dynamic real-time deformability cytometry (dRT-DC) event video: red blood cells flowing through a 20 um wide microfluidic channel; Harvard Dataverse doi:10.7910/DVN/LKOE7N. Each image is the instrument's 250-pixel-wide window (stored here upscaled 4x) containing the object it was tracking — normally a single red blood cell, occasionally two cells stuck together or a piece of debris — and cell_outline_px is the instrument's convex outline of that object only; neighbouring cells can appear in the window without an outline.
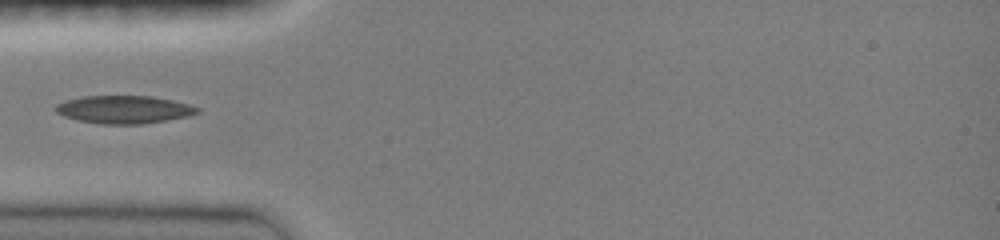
{"species": "common noctule bat (a hibernating species)", "species_latin": "Nyctalus noctula", "temperature_condition": "room temperature", "stored_images_in_passage": 47, "camera_frame_rate_fps": 3000, "um_per_image_px": 0.085, "animal": {"sex": "female", "body_mass_g": 19.0, "forearm_length_mm": 51.5}, "frame": {"image": 1, "passage_image": 1, "time_ms": 0.0, "image_size_px": [1000, 240], "cell_outline_px": [[200, 112], [188, 116], [140, 124], [100, 124], [80, 120], [64, 116], [56, 112], [52, 108], [56, 104], [64, 100], [84, 96], [152, 96], [172, 100], [188, 104], [200, 108]], "centroid_in_image_um": [10.51, 9.3], "position_along_channel_um": 74.5, "area_um2": 22.95}}
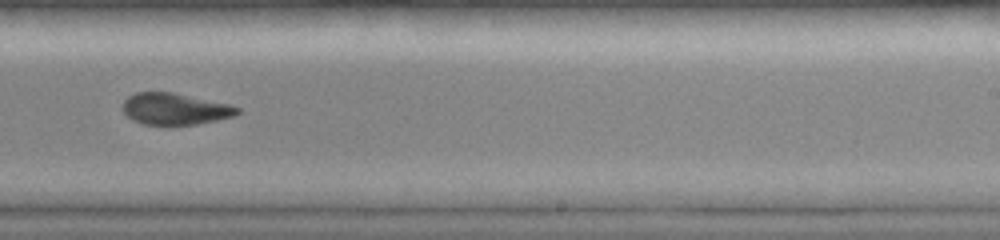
{"frame": {"image": 2, "passage_image": 22, "time_ms": 5.0, "image_size_px": [1000, 240], "cell_outline_px": [[240, 112], [236, 116], [196, 124], [144, 124], [132, 120], [124, 112], [124, 100], [128, 96], [136, 92], [172, 92], [232, 104], [240, 108]], "centroid_in_image_um": [14.92, 9.24], "position_along_channel_um": 274.1, "area_um2": 21.04}}
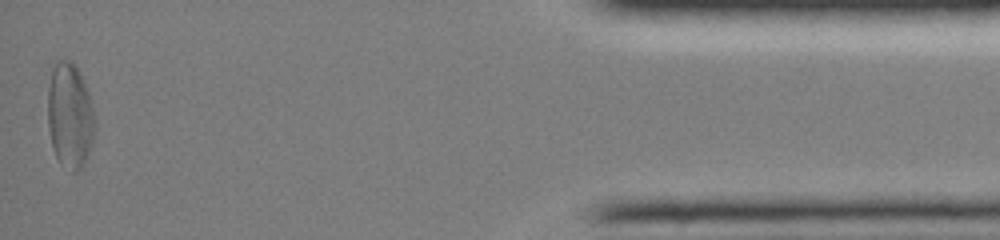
{"frame": {"image": 3, "passage_image": 46, "time_ms": 10.667, "image_size_px": [1000, 240], "cell_outline_px": [[96, 128], [88, 156], [84, 164], [76, 172], [72, 172], [60, 164], [52, 148], [48, 128], [48, 88], [52, 68], [56, 60], [72, 60], [76, 64], [84, 80], [88, 92], [96, 120]], "centroid_in_image_um": [5.95, 9.82], "position_along_channel_um": 429.3, "area_um2": 29.48}}